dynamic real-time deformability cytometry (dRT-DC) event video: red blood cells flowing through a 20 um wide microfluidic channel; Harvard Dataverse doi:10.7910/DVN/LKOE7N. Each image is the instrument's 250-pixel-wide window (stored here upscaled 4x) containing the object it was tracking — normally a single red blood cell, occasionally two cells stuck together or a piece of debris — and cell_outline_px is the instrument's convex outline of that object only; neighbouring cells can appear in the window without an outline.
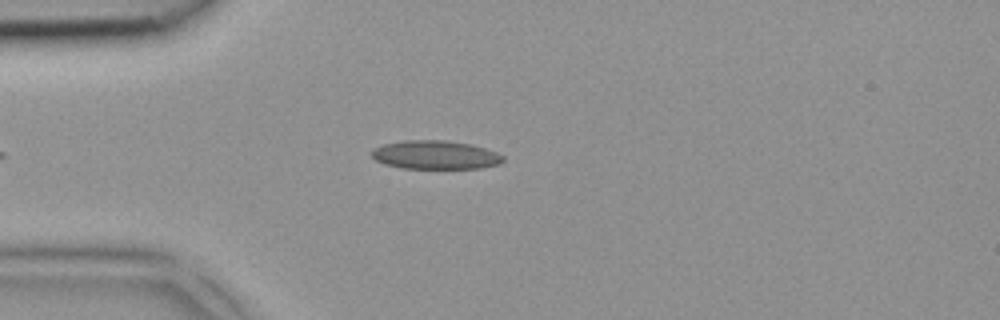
{"species": "common noctule bat (a hibernating species)", "species_latin": "Nyctalus noctula", "temperature_condition": "room temperature", "stored_images_in_passage": 1, "camera_frame_rate_fps": 3000, "um_per_image_px": 0.085, "animal": {"sex": "female", "body_mass_g": 18.4}, "frame": {"image": 1, "passage_image": 1, "time_ms": 0.0, "image_size_px": [1000, 320], "cell_outline_px": [[504, 160], [500, 164], [480, 168], [400, 168], [384, 164], [376, 160], [372, 156], [372, 148], [384, 144], [404, 140], [448, 140], [472, 144], [496, 152], [504, 156]], "centroid_in_image_um": [37.01, 13.16], "position_along_channel_um": 48.0, "area_um2": 22.02}}